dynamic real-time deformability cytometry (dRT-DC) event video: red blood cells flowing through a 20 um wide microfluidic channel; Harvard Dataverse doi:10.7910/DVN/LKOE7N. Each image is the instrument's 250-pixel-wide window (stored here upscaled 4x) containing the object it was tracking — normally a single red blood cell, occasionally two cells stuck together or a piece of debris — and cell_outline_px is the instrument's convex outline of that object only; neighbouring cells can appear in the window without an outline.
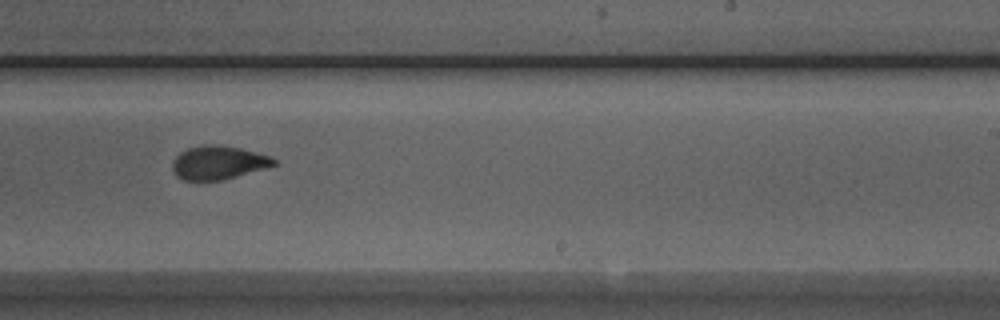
{"species": "Egyptian fruit bat (a non-hibernating species)", "species_latin": "Rousettus aegyptiacus", "temperature_condition": "room temperature", "stored_images_in_passage": 20, "camera_frame_rate_fps": 3000, "um_per_image_px": 0.085, "animal": {"sex": "male"}, "frame": {"image": 1, "passage_image": 17, "time_ms": 5.333, "image_size_px": [1000, 320], "cell_outline_px": [[276, 164], [264, 168], [224, 180], [184, 180], [176, 176], [172, 168], [172, 164], [176, 156], [180, 152], [188, 148], [212, 144], [240, 148], [272, 156], [276, 160]], "centroid_in_image_um": [18.55, 13.83], "position_along_channel_um": 270.4, "area_um2": 19.65}}